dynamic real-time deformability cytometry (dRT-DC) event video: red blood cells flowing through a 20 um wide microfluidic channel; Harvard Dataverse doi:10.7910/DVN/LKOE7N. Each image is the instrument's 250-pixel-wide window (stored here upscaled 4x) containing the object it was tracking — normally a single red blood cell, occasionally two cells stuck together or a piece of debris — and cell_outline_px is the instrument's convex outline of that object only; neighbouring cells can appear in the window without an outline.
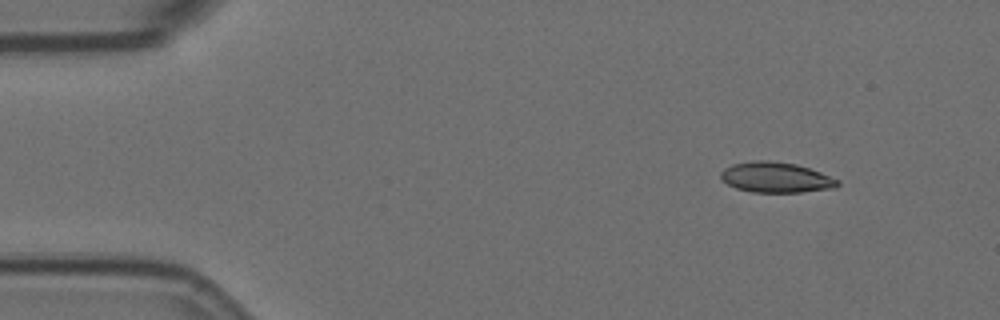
{"species": "Egyptian fruit bat (a non-hibernating species)", "species_latin": "Rousettus aegyptiacus", "temperature_condition": "room temperature", "stored_images_in_passage": 4, "camera_frame_rate_fps": 3000, "um_per_image_px": 0.085, "animal": {"sex": "female"}, "frame": {"image": 1, "passage_image": 1, "time_ms": 0.0, "image_size_px": [1000, 320], "cell_outline_px": [[840, 184], [836, 188], [800, 192], [752, 192], [736, 188], [720, 180], [720, 172], [724, 168], [732, 164], [752, 160], [768, 160], [796, 164], [820, 172], [840, 180]], "centroid_in_image_um": [65.93, 15.07], "position_along_channel_um": 19.1, "area_um2": 20.87}}
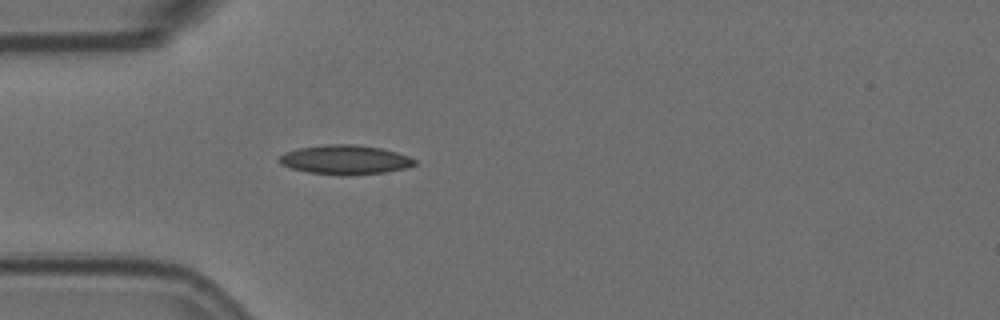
{"frame": {"image": 2, "passage_image": 4, "time_ms": 1.0, "image_size_px": [1000, 320], "cell_outline_px": [[416, 164], [408, 168], [384, 172], [352, 176], [340, 176], [308, 172], [292, 168], [280, 164], [276, 160], [284, 152], [296, 148], [324, 144], [356, 144], [380, 148], [396, 152], [408, 156], [416, 160]], "centroid_in_image_um": [29.31, 13.58], "position_along_channel_um": 55.7, "area_um2": 23.52}}